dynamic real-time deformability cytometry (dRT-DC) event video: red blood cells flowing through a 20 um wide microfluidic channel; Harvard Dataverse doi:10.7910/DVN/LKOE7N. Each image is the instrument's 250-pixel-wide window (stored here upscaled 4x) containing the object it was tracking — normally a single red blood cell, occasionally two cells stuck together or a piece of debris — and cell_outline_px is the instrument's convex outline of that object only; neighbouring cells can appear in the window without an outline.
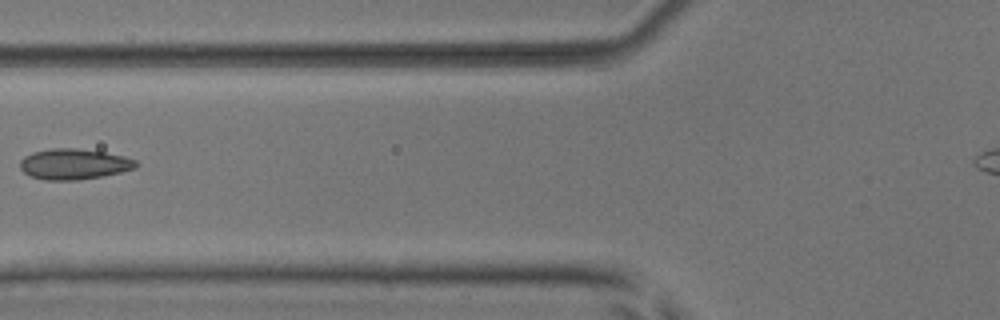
{"species": "common noctule bat (a hibernating species)", "species_latin": "Nyctalus noctula", "temperature_condition": "room temperature", "stored_images_in_passage": 4, "camera_frame_rate_fps": 3000, "um_per_image_px": 0.085, "animal": {"sex": "male", "body_mass_g": 17.9, "forearm_length_mm": 54.2}, "frame": {"image": 1, "passage_image": 4, "time_ms": 3.333, "image_size_px": [1000, 320], "cell_outline_px": [[140, 164], [136, 168], [120, 172], [100, 176], [76, 180], [44, 180], [32, 176], [24, 172], [20, 168], [20, 160], [24, 156], [32, 152], [52, 148], [76, 148], [104, 152], [124, 156], [136, 160]], "centroid_in_image_um": [6.29, 13.94], "position_along_channel_um": 119.5, "area_um2": 20.69}}